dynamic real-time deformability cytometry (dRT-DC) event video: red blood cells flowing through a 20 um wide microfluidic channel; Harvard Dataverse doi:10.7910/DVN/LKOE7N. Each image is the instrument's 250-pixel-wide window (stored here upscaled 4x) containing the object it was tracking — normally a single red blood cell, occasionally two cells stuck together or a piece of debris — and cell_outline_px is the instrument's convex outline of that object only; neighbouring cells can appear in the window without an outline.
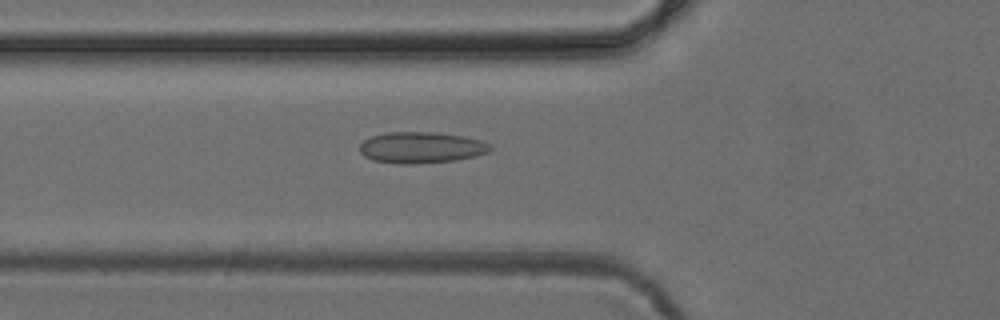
{"species": "common noctule bat (a hibernating species)", "species_latin": "Nyctalus noctula", "temperature_condition": "cold", "stored_images_in_passage": 51, "camera_frame_rate_fps": 3000, "um_per_image_px": 0.085, "animal": {"sex": "female", "body_mass_g": 24.6, "forearm_length_mm": 56.2}, "frame": {"image": 1, "passage_image": 18, "time_ms": 5.667, "image_size_px": [1000, 320], "cell_outline_px": [[492, 148], [488, 152], [476, 156], [452, 160], [412, 164], [400, 164], [372, 160], [364, 156], [360, 152], [360, 144], [364, 140], [372, 136], [388, 132], [436, 132], [464, 136], [480, 140], [492, 144]], "centroid_in_image_um": [35.81, 12.53], "position_along_channel_um": 90.0, "area_um2": 23.76}}
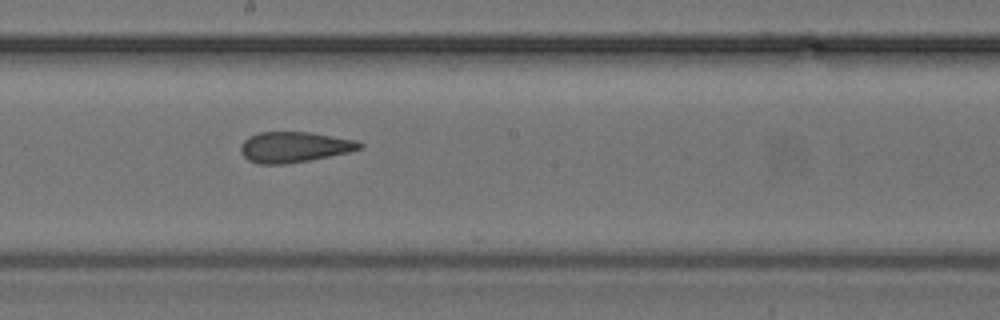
{"frame": {"image": 2, "passage_image": 28, "time_ms": 9.0, "image_size_px": [1000, 320], "cell_outline_px": [[364, 144], [360, 148], [348, 152], [308, 160], [284, 164], [260, 164], [248, 160], [240, 152], [240, 144], [248, 136], [260, 132], [308, 132], [356, 140]], "centroid_in_image_um": [24.96, 12.49], "position_along_channel_um": 223.2, "area_um2": 21.04}}
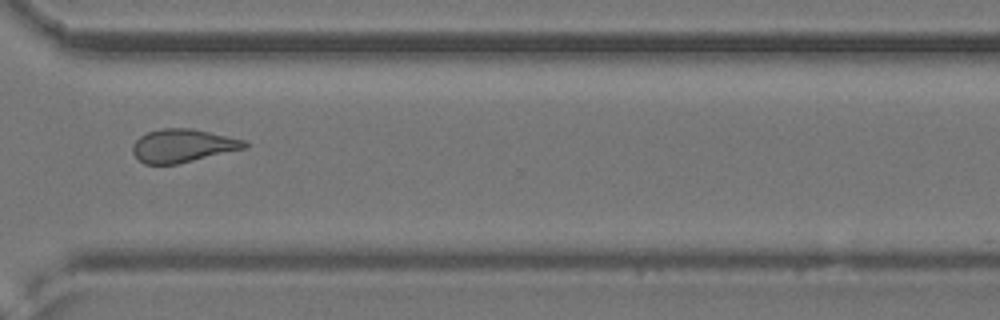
{"frame": {"image": 3, "passage_image": 38, "time_ms": 12.333, "image_size_px": [1000, 320], "cell_outline_px": [[248, 148], [176, 164], [144, 164], [132, 152], [132, 144], [140, 136], [148, 132], [160, 128], [192, 128], [248, 140]], "centroid_in_image_um": [15.57, 12.37], "position_along_channel_um": 355.0, "area_um2": 21.85}}